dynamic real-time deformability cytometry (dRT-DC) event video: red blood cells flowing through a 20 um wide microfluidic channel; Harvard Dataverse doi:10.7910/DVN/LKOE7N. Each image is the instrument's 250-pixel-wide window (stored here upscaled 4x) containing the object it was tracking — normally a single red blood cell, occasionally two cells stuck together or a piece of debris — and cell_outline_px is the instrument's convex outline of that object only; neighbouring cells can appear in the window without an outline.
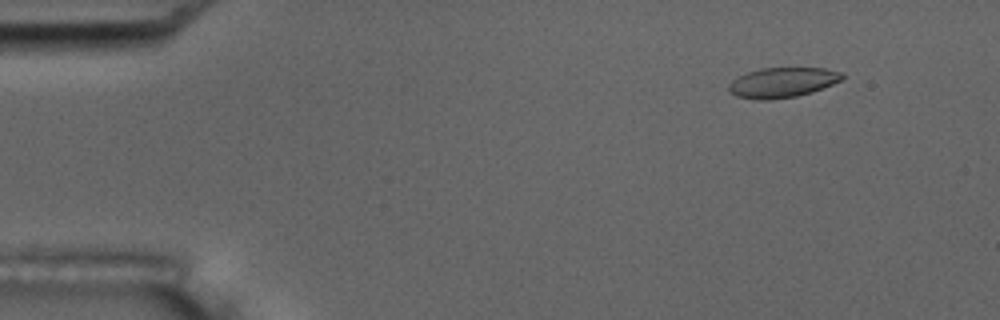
{"species": "common noctule bat (a hibernating species)", "species_latin": "Nyctalus noctula", "temperature_condition": "room temperature", "stored_images_in_passage": 6, "camera_frame_rate_fps": 3000, "um_per_image_px": 0.085, "animal": {"sex": "male", "body_mass_g": 17.5, "forearm_length_mm": 52.3}, "frame": {"image": 1, "passage_image": 2, "time_ms": 1.0, "image_size_px": [1000, 320], "cell_outline_px": [[844, 76], [840, 80], [832, 84], [812, 92], [796, 96], [768, 100], [756, 100], [736, 96], [728, 92], [728, 84], [732, 80], [748, 72], [760, 68], [824, 68], [844, 72]], "centroid_in_image_um": [66.48, 7.01], "position_along_channel_um": 18.5, "area_um2": 19.88}}